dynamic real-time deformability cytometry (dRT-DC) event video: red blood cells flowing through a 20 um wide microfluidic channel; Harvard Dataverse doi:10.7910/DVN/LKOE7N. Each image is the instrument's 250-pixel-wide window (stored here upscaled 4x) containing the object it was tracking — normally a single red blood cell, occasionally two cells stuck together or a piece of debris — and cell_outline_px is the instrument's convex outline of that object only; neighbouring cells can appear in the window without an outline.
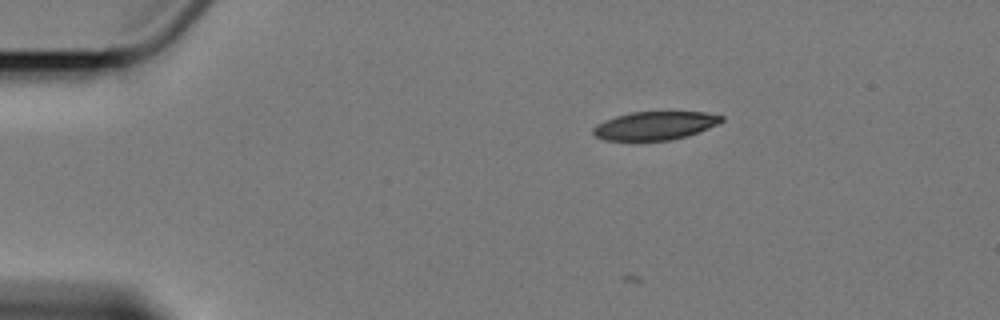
{"species": "Egyptian fruit bat (a non-hibernating species)", "species_latin": "Rousettus aegyptiacus", "temperature_condition": "cold", "stored_images_in_passage": 2, "camera_frame_rate_fps": 3000, "um_per_image_px": 0.085, "animal": {"sex": "female"}, "frame": {"image": 1, "passage_image": 1, "time_ms": 0.0, "image_size_px": [1000, 320], "cell_outline_px": [[724, 120], [720, 124], [688, 136], [668, 140], [604, 140], [596, 136], [592, 132], [592, 128], [596, 124], [604, 120], [616, 116], [632, 112], [708, 112], [724, 116]], "centroid_in_image_um": [55.71, 10.67], "position_along_channel_um": 29.3, "area_um2": 21.33}}